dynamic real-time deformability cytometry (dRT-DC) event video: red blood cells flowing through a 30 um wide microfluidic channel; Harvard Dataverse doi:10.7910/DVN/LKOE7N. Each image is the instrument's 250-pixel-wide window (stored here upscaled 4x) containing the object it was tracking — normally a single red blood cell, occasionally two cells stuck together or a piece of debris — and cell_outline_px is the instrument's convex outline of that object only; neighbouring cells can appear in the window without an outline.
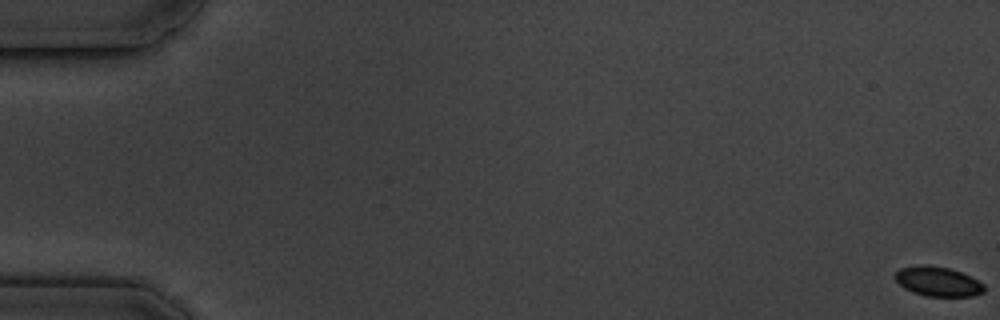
{"species": "common noctule bat (a hibernating species)", "species_latin": "Nyctalus noctula", "temperature_condition": "cold", "stored_images_in_passage": 6, "camera_frame_rate_fps": 3000, "um_per_image_px": 0.085, "animal": {"sex": "male", "body_mass_g": 19.5, "forearm_length_mm": 54.6}, "frame": {"image": 1, "passage_image": 1, "time_ms": 0.0, "image_size_px": [1000, 320], "cell_outline_px": [[984, 292], [972, 296], [924, 296], [912, 292], [904, 288], [896, 280], [896, 272], [900, 268], [916, 264], [928, 264], [948, 268], [960, 272], [984, 284]], "centroid_in_image_um": [79.69, 23.92], "position_along_channel_um": 5.3, "area_um2": 15.32}}
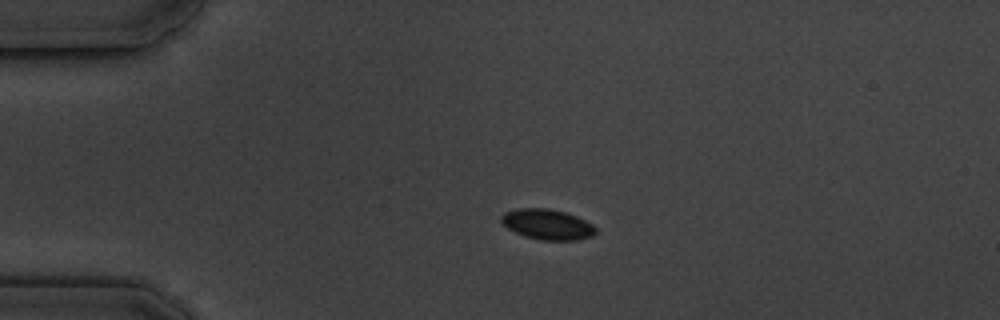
{"frame": {"image": 2, "passage_image": 5, "time_ms": 4.667, "image_size_px": [1000, 320], "cell_outline_px": [[596, 232], [592, 236], [576, 240], [540, 240], [524, 236], [508, 228], [500, 220], [500, 216], [504, 212], [516, 208], [548, 208], [564, 212], [576, 216], [592, 224], [596, 228]], "centroid_in_image_um": [46.5, 19.07], "position_along_channel_um": 38.5, "area_um2": 16.7}}